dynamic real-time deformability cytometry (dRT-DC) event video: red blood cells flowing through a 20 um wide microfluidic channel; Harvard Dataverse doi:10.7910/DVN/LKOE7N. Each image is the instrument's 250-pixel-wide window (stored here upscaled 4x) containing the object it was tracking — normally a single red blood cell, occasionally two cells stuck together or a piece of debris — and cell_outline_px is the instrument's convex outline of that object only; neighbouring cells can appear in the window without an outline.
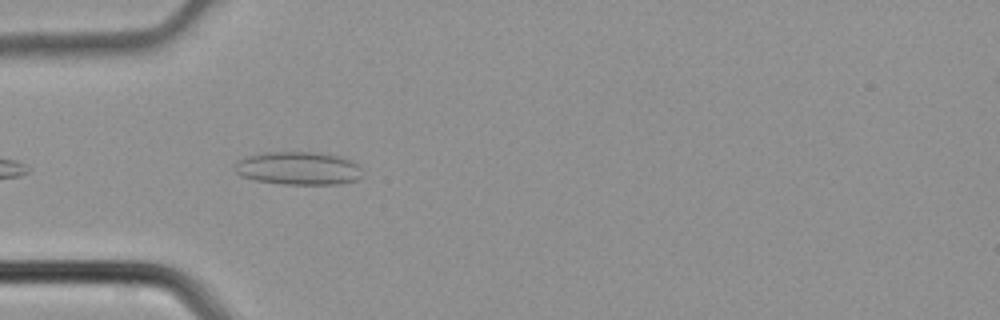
{"species": "common noctule bat (a hibernating species)", "species_latin": "Nyctalus noctula", "temperature_condition": "cold", "stored_images_in_passage": 5, "camera_frame_rate_fps": 3000, "um_per_image_px": 0.085, "animal": {"sex": "male", "body_mass_g": 21.5, "forearm_length_mm": 52.0}, "frame": {"image": 1, "passage_image": 4, "time_ms": 1.0, "image_size_px": [1000, 320], "cell_outline_px": [[364, 176], [360, 180], [340, 184], [284, 184], [256, 180], [240, 176], [236, 172], [236, 164], [240, 160], [248, 156], [264, 152], [320, 152], [344, 156], [352, 160], [364, 172]], "centroid_in_image_um": [25.47, 14.3], "position_along_channel_um": 59.5, "area_um2": 24.97}}
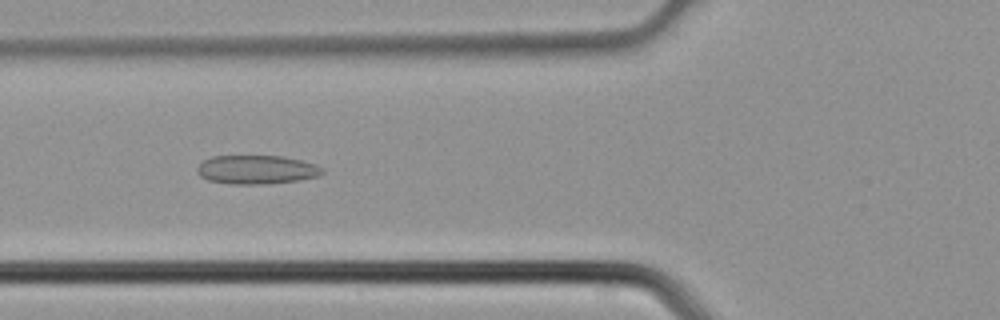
{"frame": {"image": 2, "passage_image": 5, "time_ms": 1.333, "image_size_px": [1000, 320], "cell_outline_px": [[324, 172], [320, 176], [300, 180], [264, 184], [232, 184], [208, 180], [200, 176], [196, 172], [196, 168], [204, 160], [212, 156], [284, 156], [316, 164], [324, 168]], "centroid_in_image_um": [21.83, 14.42], "position_along_channel_um": 104.0, "area_um2": 21.15}}